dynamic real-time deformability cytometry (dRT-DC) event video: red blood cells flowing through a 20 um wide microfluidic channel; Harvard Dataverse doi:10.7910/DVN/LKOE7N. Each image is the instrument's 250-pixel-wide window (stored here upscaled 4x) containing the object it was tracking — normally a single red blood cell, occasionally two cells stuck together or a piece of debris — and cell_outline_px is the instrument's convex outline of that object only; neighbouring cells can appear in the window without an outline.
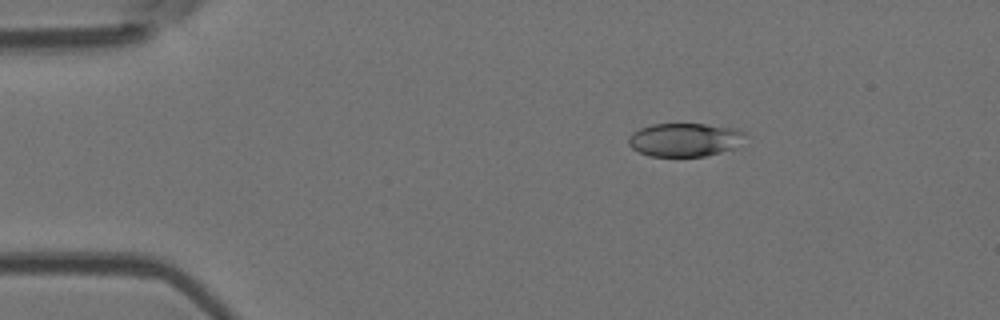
{"species": "Egyptian fruit bat (a non-hibernating species)", "species_latin": "Rousettus aegyptiacus", "temperature_condition": "room temperature", "stored_images_in_passage": 3, "camera_frame_rate_fps": 3000, "um_per_image_px": 0.085, "animal": {"sex": "female"}, "frame": {"image": 1, "passage_image": 2, "time_ms": 1.0, "image_size_px": [1000, 320], "cell_outline_px": [[748, 132], [736, 148], [704, 156], [648, 156], [632, 148], [628, 144], [628, 136], [632, 132], [640, 128], [652, 124], [704, 124], [736, 128]], "centroid_in_image_um": [58.21, 11.87], "position_along_channel_um": 26.8, "area_um2": 22.89}}